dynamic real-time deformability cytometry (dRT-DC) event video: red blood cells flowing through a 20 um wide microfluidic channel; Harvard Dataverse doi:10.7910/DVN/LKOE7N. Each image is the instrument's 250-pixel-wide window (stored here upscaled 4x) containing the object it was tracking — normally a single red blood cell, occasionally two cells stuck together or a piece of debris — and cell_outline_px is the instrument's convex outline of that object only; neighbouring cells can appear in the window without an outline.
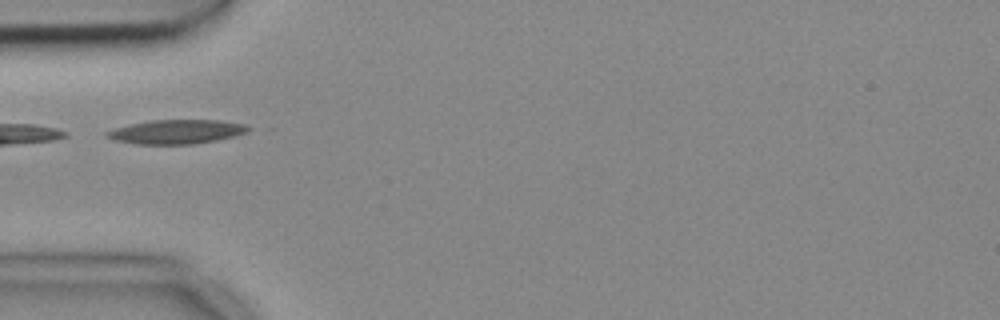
{"species": "common noctule bat (a hibernating species)", "species_latin": "Nyctalus noctula", "temperature_condition": "cold", "stored_images_in_passage": 7, "camera_frame_rate_fps": 3000, "um_per_image_px": 0.085, "animal": {"sex": "female", "body_mass_g": 18.4}, "frame": {"image": 1, "passage_image": 2, "time_ms": 0.333, "image_size_px": [1000, 320], "cell_outline_px": [[252, 128], [248, 132], [216, 140], [192, 144], [136, 144], [112, 140], [104, 136], [104, 132], [116, 128], [132, 124], [152, 120], [220, 120], [244, 124]], "centroid_in_image_um": [14.98, 11.2], "position_along_channel_um": 70.0, "area_um2": 19.83}}
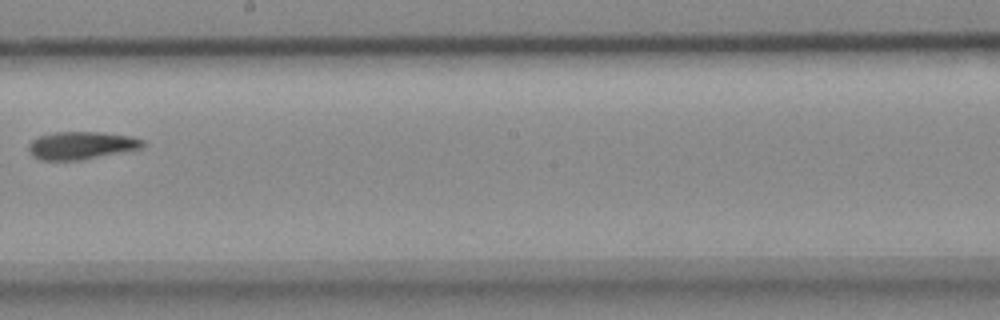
{"frame": {"image": 2, "passage_image": 6, "time_ms": 1.667, "image_size_px": [1000, 320], "cell_outline_px": [[144, 148], [80, 160], [40, 160], [32, 156], [28, 148], [28, 144], [32, 140], [40, 136], [56, 132], [100, 132], [132, 136], [144, 140]], "centroid_in_image_um": [6.93, 12.36], "position_along_channel_um": 241.3, "area_um2": 18.5}}
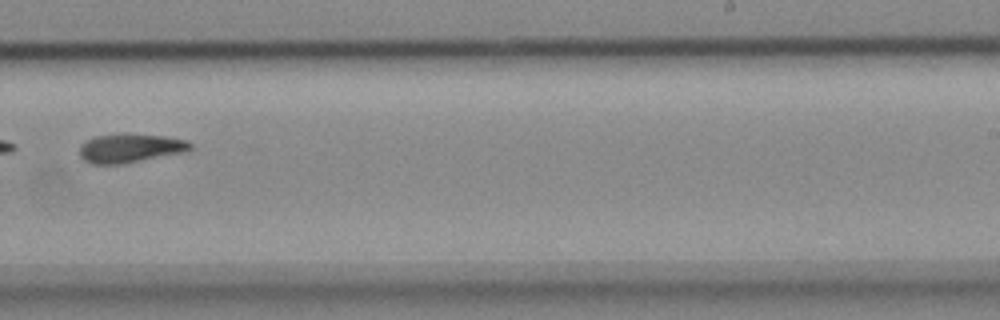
{"frame": {"image": 3, "passage_image": 7, "time_ms": 2.0, "image_size_px": [1000, 320], "cell_outline_px": [[192, 148], [184, 152], [124, 164], [92, 164], [84, 160], [80, 156], [80, 144], [96, 136], [124, 132], [128, 132], [164, 136], [188, 140], [192, 144]], "centroid_in_image_um": [11.07, 12.57], "position_along_channel_um": 277.9, "area_um2": 19.02}}